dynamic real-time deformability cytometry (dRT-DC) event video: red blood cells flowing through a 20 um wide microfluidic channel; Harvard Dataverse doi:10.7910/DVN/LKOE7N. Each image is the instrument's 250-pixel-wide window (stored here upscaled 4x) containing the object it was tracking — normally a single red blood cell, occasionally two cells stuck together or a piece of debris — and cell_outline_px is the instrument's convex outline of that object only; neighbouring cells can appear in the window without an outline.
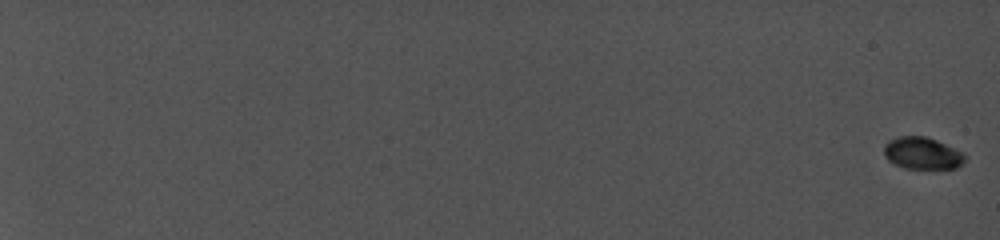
{"species": "common noctule bat (a hibernating species)", "species_latin": "Nyctalus noctula", "temperature_condition": "cold", "stored_images_in_passage": 28, "camera_frame_rate_fps": 5000, "um_per_image_px": 0.085, "animal": {"sex": "female", "body_mass_g": 19.0, "forearm_length_mm": 56.7}, "frame": {"image": 1, "passage_image": 1, "time_ms": 0.0, "image_size_px": [1000, 240], "cell_outline_px": [[968, 156], [956, 168], [904, 168], [888, 160], [884, 156], [884, 144], [888, 140], [900, 136], [924, 136], [936, 140], [964, 152]], "centroid_in_image_um": [78.39, 13.01], "position_along_channel_um": 6.6, "area_um2": 15.09}}
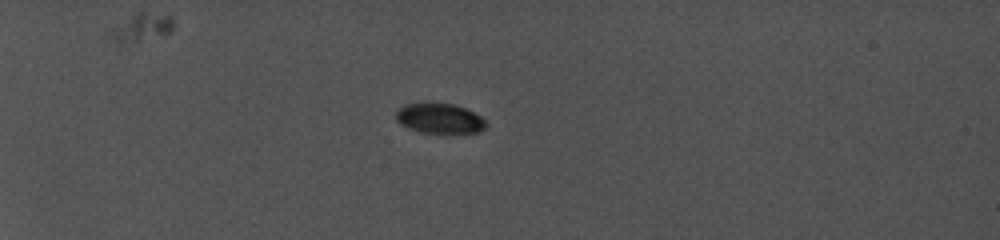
{"frame": {"image": 2, "passage_image": 12, "time_ms": 7.2, "image_size_px": [1000, 240], "cell_outline_px": [[488, 124], [480, 132], [452, 136], [444, 136], [420, 132], [408, 128], [400, 124], [396, 120], [396, 112], [404, 104], [424, 100], [428, 100], [456, 104], [480, 116]], "centroid_in_image_um": [37.36, 10.08], "position_along_channel_um": 47.6, "area_um2": 17.17}}
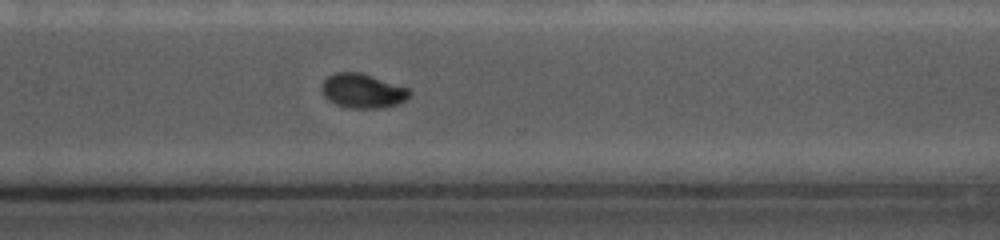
{"frame": {"image": 3, "passage_image": 28, "time_ms": 16.8, "image_size_px": [1000, 240], "cell_outline_px": [[412, 92], [404, 100], [396, 104], [384, 108], [348, 108], [336, 104], [328, 100], [324, 96], [320, 88], [324, 80], [328, 76], [336, 72], [360, 72], [408, 88]], "centroid_in_image_um": [30.79, 7.73], "position_along_channel_um": 339.8, "area_um2": 17.51}}